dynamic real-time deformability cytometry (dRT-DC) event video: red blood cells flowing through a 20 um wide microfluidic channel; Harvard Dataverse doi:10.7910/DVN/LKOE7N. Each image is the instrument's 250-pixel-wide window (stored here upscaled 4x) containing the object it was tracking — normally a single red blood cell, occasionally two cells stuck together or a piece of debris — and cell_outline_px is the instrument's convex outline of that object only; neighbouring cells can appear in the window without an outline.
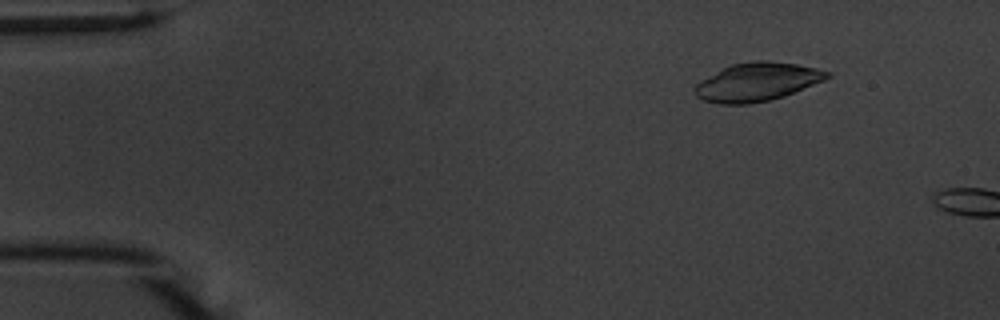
{"species": "common noctule bat (a hibernating species)", "species_latin": "Nyctalus noctula", "temperature_condition": "warm", "stored_images_in_passage": 10, "camera_frame_rate_fps": 3000, "um_per_image_px": 0.085, "animal": {"sex": "male", "body_mass_g": 20.1, "forearm_length_mm": 53.5}, "frame": {"image": 1, "passage_image": 7, "time_ms": 2.0, "image_size_px": [1000, 320], "cell_outline_px": [[832, 76], [824, 80], [784, 96], [768, 100], [748, 104], [720, 104], [704, 100], [696, 96], [696, 84], [724, 68], [732, 64], [752, 60], [768, 60], [796, 64], [816, 68], [832, 72]], "centroid_in_image_um": [64.4, 6.95], "position_along_channel_um": 20.6, "area_um2": 29.25}}